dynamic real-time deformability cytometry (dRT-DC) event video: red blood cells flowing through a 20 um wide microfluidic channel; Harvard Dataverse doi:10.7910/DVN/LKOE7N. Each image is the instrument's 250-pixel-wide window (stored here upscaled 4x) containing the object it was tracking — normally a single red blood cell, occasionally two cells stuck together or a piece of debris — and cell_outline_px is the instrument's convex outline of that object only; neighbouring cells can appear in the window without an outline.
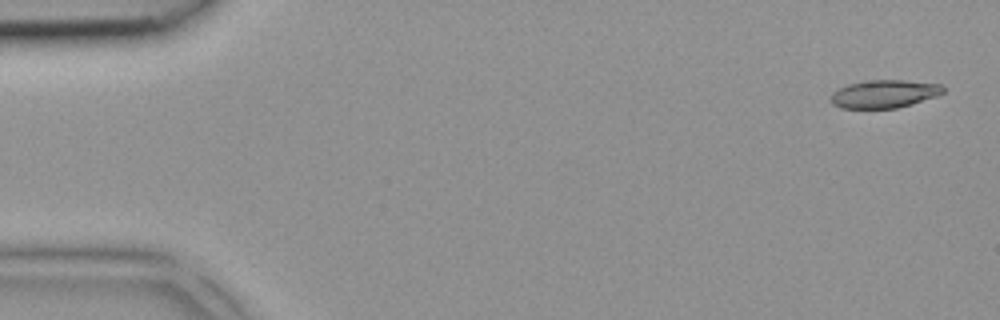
{"species": "common noctule bat (a hibernating species)", "species_latin": "Nyctalus noctula", "temperature_condition": "room temperature", "stored_images_in_passage": 3, "camera_frame_rate_fps": 3000, "um_per_image_px": 0.085, "animal": {"sex": "female", "body_mass_g": 18.4}, "frame": {"image": 1, "passage_image": 1, "time_ms": 0.0, "image_size_px": [1000, 320], "cell_outline_px": [[944, 92], [936, 96], [912, 104], [896, 108], [840, 108], [832, 104], [832, 92], [848, 84], [864, 80], [904, 80], [940, 84], [944, 88]], "centroid_in_image_um": [75.16, 7.98], "position_along_channel_um": 9.8, "area_um2": 18.26}}